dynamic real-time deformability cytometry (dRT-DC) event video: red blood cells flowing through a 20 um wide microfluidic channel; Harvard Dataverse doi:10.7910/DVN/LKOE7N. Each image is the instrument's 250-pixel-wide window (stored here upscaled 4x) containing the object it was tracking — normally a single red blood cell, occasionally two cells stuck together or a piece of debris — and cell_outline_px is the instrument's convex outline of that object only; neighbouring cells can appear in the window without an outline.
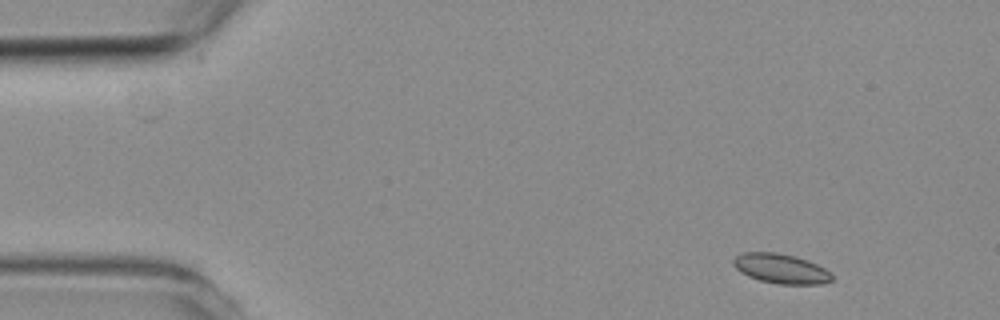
{"species": "common noctule bat (a hibernating species)", "species_latin": "Nyctalus noctula", "temperature_condition": "room temperature", "stored_images_in_passage": 4, "segment_of_instrument_passage": [1, 2], "camera_frame_rate_fps": 3000, "um_per_image_px": 0.085, "animal": {"sex": "female", "body_mass_g": 19.3, "forearm_length_mm": 54.1}, "frame": {"image": 1, "passage_image": 1, "time_ms": 0.0, "image_size_px": [1000, 320], "cell_outline_px": [[832, 280], [820, 284], [780, 284], [760, 280], [748, 276], [740, 272], [732, 264], [732, 260], [740, 252], [776, 252], [796, 256], [808, 260], [824, 268], [832, 276]], "centroid_in_image_um": [66.33, 22.82], "position_along_channel_um": 18.7, "area_um2": 17.05}}